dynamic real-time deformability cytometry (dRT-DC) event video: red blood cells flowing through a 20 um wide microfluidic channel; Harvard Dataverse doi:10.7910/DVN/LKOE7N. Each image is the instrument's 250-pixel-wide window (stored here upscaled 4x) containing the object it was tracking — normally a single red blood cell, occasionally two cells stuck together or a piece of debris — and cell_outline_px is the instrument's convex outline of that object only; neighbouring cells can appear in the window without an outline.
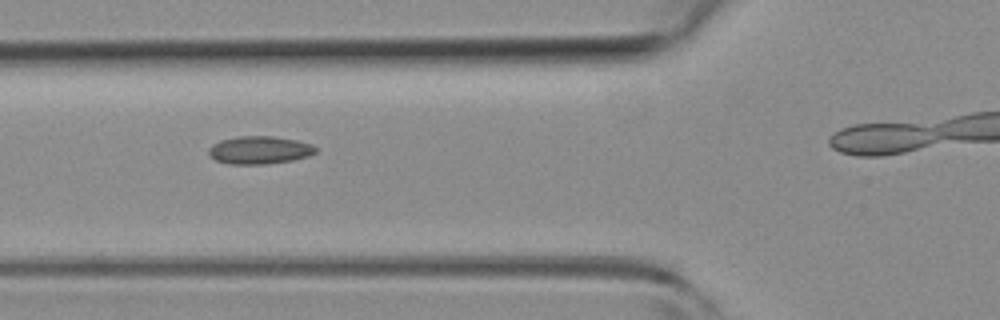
{"species": "common noctule bat (a hibernating species)", "species_latin": "Nyctalus noctula", "temperature_condition": "room temperature", "stored_images_in_passage": 6, "camera_frame_rate_fps": 3000, "um_per_image_px": 0.085, "animal": {"sex": "female", "body_mass_g": 19.3, "forearm_length_mm": 54.1}, "frame": {"image": 1, "passage_image": 3, "time_ms": 0.667, "image_size_px": [1000, 320], "cell_outline_px": [[316, 152], [308, 156], [292, 160], [268, 164], [228, 164], [216, 160], [208, 152], [208, 148], [212, 144], [220, 140], [236, 136], [272, 136], [296, 140], [312, 144], [316, 148]], "centroid_in_image_um": [22.04, 12.75], "position_along_channel_um": 103.8, "area_um2": 17.4}}
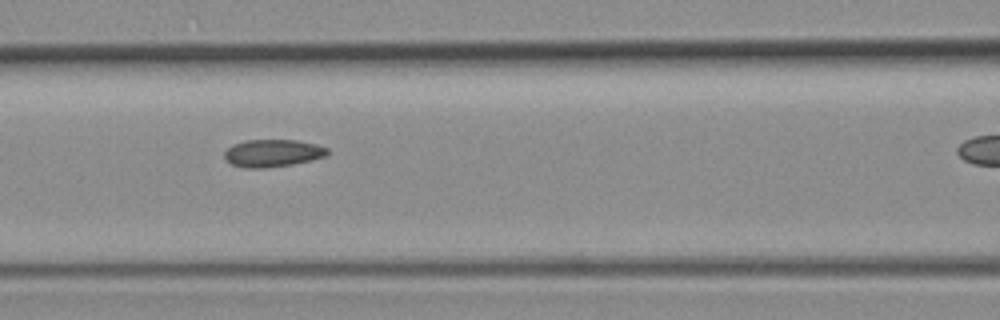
{"frame": {"image": 2, "passage_image": 4, "time_ms": 1.0, "image_size_px": [1000, 320], "cell_outline_px": [[328, 156], [312, 160], [292, 164], [264, 168], [244, 168], [232, 164], [224, 156], [224, 152], [232, 144], [244, 140], [296, 140], [316, 144], [328, 148]], "centroid_in_image_um": [23.19, 13.01], "position_along_channel_um": 143.4, "area_um2": 16.53}}